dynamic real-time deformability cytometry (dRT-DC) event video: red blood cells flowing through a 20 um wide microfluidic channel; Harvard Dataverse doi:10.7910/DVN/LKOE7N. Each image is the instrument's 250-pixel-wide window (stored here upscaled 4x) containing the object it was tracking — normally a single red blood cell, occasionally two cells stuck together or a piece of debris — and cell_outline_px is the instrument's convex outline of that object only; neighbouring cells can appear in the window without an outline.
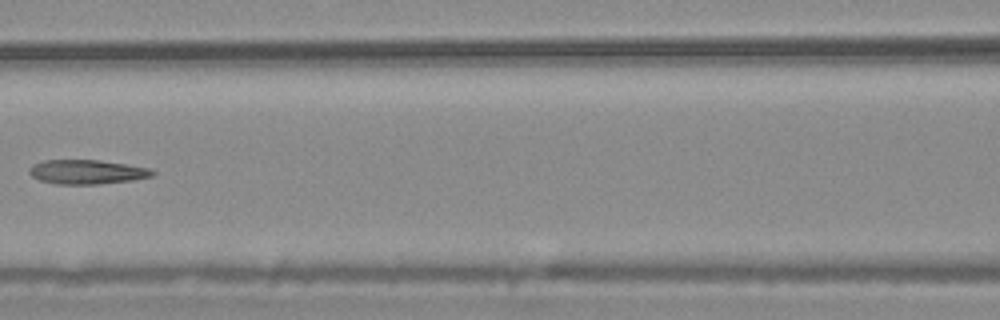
{"species": "common noctule bat (a hibernating species)", "species_latin": "Nyctalus noctula", "temperature_condition": "warm", "stored_images_in_passage": 6, "camera_frame_rate_fps": 3000, "um_per_image_px": 0.085, "animal": {"sex": "male", "body_mass_g": 20.4}, "frame": {"image": 1, "passage_image": 5, "time_ms": 1.333, "image_size_px": [1000, 320], "cell_outline_px": [[156, 172], [152, 176], [132, 180], [100, 184], [56, 184], [40, 180], [32, 176], [28, 172], [28, 168], [32, 164], [44, 160], [100, 160], [148, 168]], "centroid_in_image_um": [7.34, 14.61], "position_along_channel_um": 159.3, "area_um2": 17.4}}
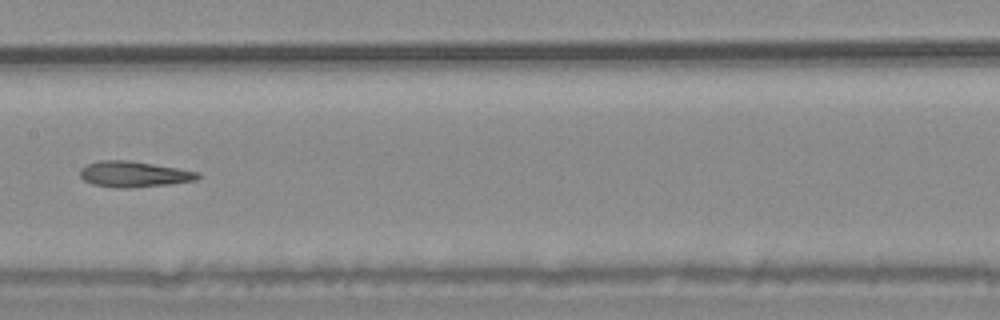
{"frame": {"image": 2, "passage_image": 6, "time_ms": 1.667, "image_size_px": [1000, 320], "cell_outline_px": [[200, 176], [196, 180], [168, 184], [132, 188], [116, 188], [92, 184], [84, 180], [80, 176], [80, 168], [88, 164], [100, 160], [128, 160], [200, 172]], "centroid_in_image_um": [11.35, 14.81], "position_along_channel_um": 196.0, "area_um2": 17.63}}